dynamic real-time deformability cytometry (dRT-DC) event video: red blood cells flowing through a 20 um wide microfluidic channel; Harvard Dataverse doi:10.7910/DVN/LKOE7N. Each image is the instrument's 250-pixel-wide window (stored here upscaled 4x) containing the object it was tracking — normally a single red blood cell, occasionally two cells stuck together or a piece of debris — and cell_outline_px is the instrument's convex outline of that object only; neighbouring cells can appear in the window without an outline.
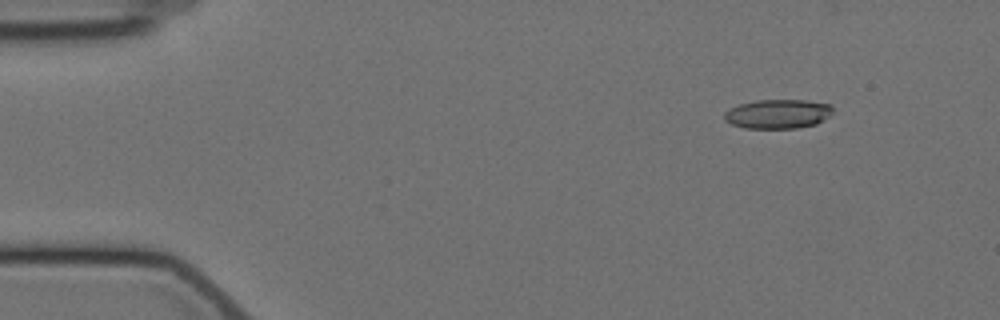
{"species": "Egyptian fruit bat (a non-hibernating species)", "species_latin": "Rousettus aegyptiacus", "temperature_condition": "cold", "stored_images_in_passage": 58, "camera_frame_rate_fps": 3000, "um_per_image_px": 0.085, "animal": {"sex": "female"}, "frame": {"image": 1, "passage_image": 7, "time_ms": 2.0, "image_size_px": [1000, 320], "cell_outline_px": [[832, 112], [828, 116], [816, 124], [796, 128], [744, 128], [732, 124], [724, 120], [724, 112], [728, 108], [740, 104], [756, 100], [804, 100], [832, 104]], "centroid_in_image_um": [66.09, 9.68], "position_along_channel_um": 18.9, "area_um2": 18.5}}
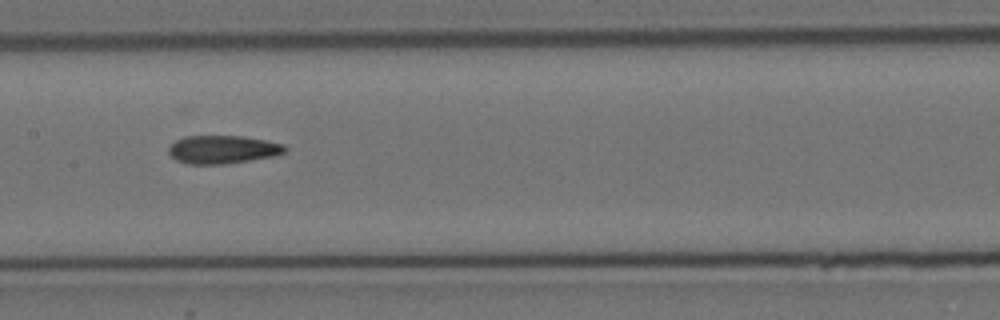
{"frame": {"image": 2, "passage_image": 29, "time_ms": 9.333, "image_size_px": [1000, 320], "cell_outline_px": [[288, 148], [284, 152], [272, 156], [224, 164], [188, 164], [176, 160], [168, 152], [168, 148], [176, 140], [184, 136], [244, 136], [284, 144]], "centroid_in_image_um": [18.91, 12.7], "position_along_channel_um": 188.5, "area_um2": 18.96}}
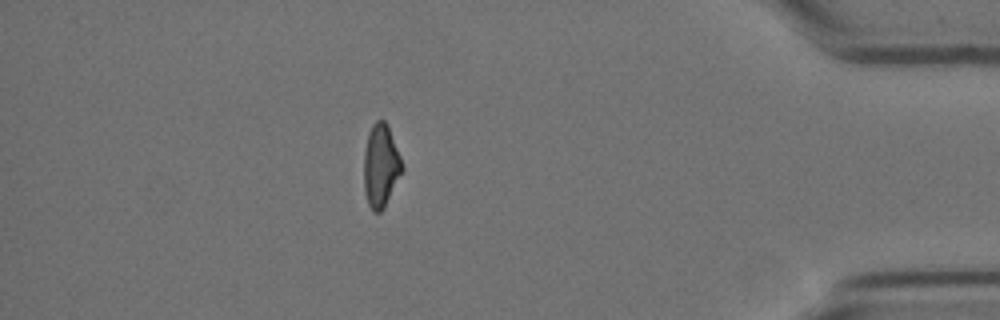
{"frame": {"image": 3, "passage_image": 51, "time_ms": 16.667, "image_size_px": [1000, 320], "cell_outline_px": [[404, 168], [384, 208], [380, 212], [372, 212], [368, 204], [364, 192], [364, 152], [368, 132], [372, 124], [376, 120], [384, 120], [388, 124], [404, 164]], "centroid_in_image_um": [32.37, 14.07], "position_along_channel_um": 402.8, "area_um2": 18.79}, "authors_computed_cell_mechanics": {"area_um2": 18.9584, "velocity_mm_per_s": 3.5249, "shape_relaxation_time_tau1_ms": 7.4636, "shape_relaxation_time_tau2_ms": 3.5705, "deformation_change_tau1": 0.183, "deformation_change_tau2": 0.1216}}